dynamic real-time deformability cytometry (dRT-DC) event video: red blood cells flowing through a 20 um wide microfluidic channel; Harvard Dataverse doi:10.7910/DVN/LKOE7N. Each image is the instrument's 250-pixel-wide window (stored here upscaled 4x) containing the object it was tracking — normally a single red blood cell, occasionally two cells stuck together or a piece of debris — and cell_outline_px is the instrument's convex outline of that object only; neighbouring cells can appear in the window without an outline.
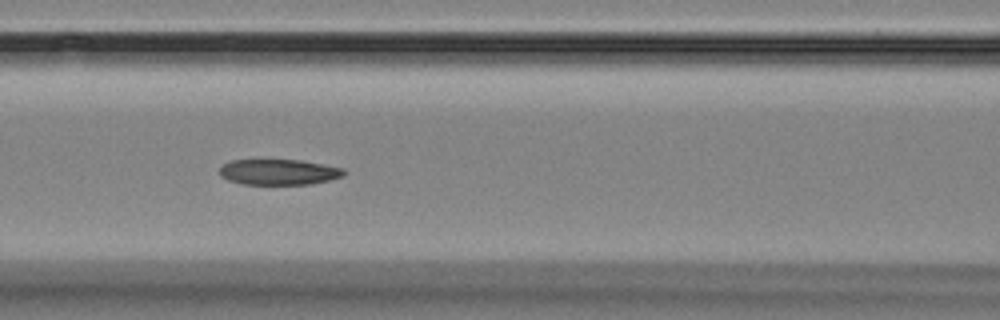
{"species": "Egyptian fruit bat (a non-hibernating species)", "species_latin": "Rousettus aegyptiacus", "temperature_condition": "room temperature", "stored_images_in_passage": 8, "camera_frame_rate_fps": 3000, "um_per_image_px": 0.085, "animal": {"sex": "female"}, "frame": {"image": 1, "passage_image": 6, "time_ms": 5.667, "image_size_px": [1000, 320], "cell_outline_px": [[348, 172], [344, 176], [328, 180], [308, 184], [240, 184], [228, 180], [220, 176], [220, 168], [224, 164], [232, 160], [300, 160], [344, 168]], "centroid_in_image_um": [23.71, 14.62], "position_along_channel_um": 142.9, "area_um2": 18.55}}
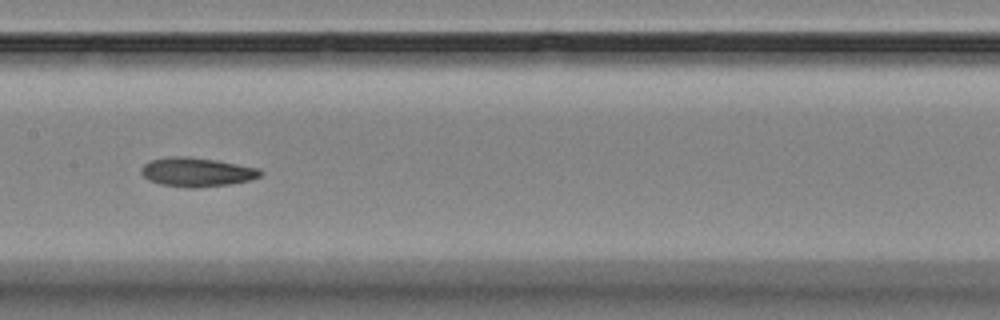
{"frame": {"image": 2, "passage_image": 7, "time_ms": 7.0, "image_size_px": [1000, 320], "cell_outline_px": [[264, 172], [260, 176], [248, 180], [228, 184], [196, 188], [188, 188], [160, 184], [148, 180], [140, 172], [140, 168], [144, 164], [152, 160], [168, 156], [188, 156], [216, 160], [260, 168]], "centroid_in_image_um": [16.71, 14.62], "position_along_channel_um": 190.7, "area_um2": 20.23}}
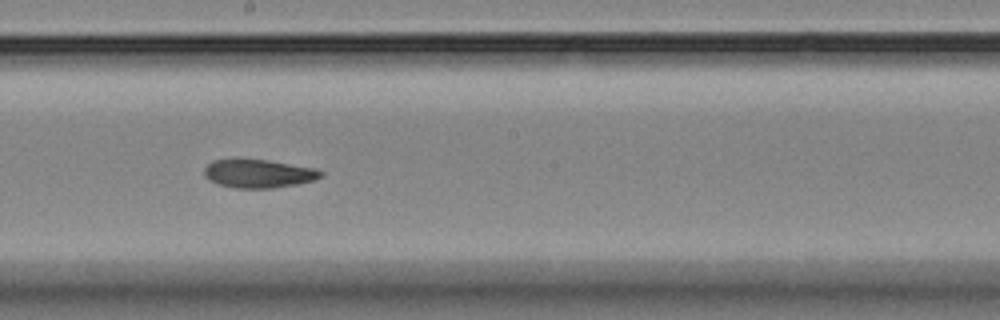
{"frame": {"image": 3, "passage_image": 8, "time_ms": 8.0, "image_size_px": [1000, 320], "cell_outline_px": [[324, 176], [316, 180], [296, 184], [272, 188], [236, 188], [216, 184], [208, 180], [204, 176], [204, 168], [212, 160], [268, 160], [316, 168], [324, 172]], "centroid_in_image_um": [22.0, 14.77], "position_along_channel_um": 226.2, "area_um2": 19.36}}